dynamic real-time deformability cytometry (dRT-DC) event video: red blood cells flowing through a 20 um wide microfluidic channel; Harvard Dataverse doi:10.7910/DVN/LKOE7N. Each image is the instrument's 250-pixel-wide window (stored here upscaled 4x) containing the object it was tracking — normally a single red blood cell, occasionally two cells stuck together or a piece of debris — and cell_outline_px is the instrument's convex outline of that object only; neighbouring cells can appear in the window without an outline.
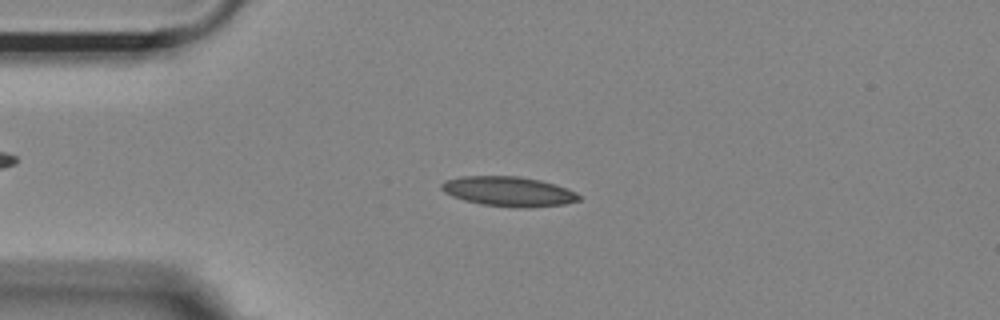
{"species": "Egyptian fruit bat (a non-hibernating species)", "species_latin": "Rousettus aegyptiacus", "temperature_condition": "room temperature", "stored_images_in_passage": 53, "camera_frame_rate_fps": 3000, "um_per_image_px": 0.085, "animal": {"sex": "female"}, "frame": {"image": 1, "passage_image": 12, "time_ms": 3.667, "image_size_px": [1000, 320], "cell_outline_px": [[580, 200], [564, 204], [528, 208], [524, 208], [480, 204], [464, 200], [452, 196], [444, 192], [440, 188], [440, 184], [444, 180], [460, 176], [520, 176], [540, 180], [576, 192], [580, 196]], "centroid_in_image_um": [43.18, 16.27], "position_along_channel_um": 41.8, "area_um2": 23.81}}
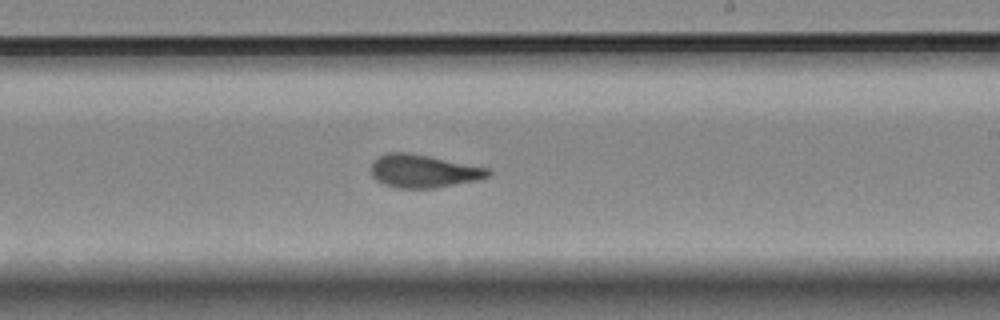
{"frame": {"image": 2, "passage_image": 31, "time_ms": 10.0, "image_size_px": [1000, 320], "cell_outline_px": [[492, 172], [488, 176], [476, 180], [432, 188], [396, 188], [384, 184], [376, 180], [372, 176], [372, 164], [380, 156], [388, 152], [408, 152], [488, 168]], "centroid_in_image_um": [35.97, 14.54], "position_along_channel_um": 253.0, "area_um2": 22.14}}
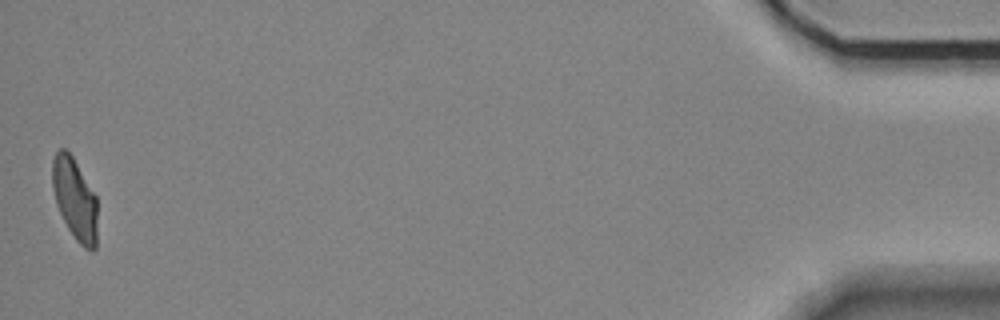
{"frame": {"image": 3, "passage_image": 53, "time_ms": 17.333, "image_size_px": [1000, 320], "cell_outline_px": [[96, 248], [92, 252], [84, 248], [76, 240], [68, 228], [56, 204], [52, 188], [52, 160], [56, 152], [60, 148], [64, 148], [72, 156], [96, 196]], "centroid_in_image_um": [6.35, 16.92], "position_along_channel_um": 428.9, "area_um2": 21.27}, "authors_computed_cell_mechanics": {"area_um2": 22.5998, "velocity_mm_per_s": 3.6519, "shape_relaxation_time_tau1_ms": 6.3683, "shape_relaxation_time_tau2_ms": 1.6221, "deformation_change_tau1": 0.1757, "deformation_change_tau2": 0.0883}}